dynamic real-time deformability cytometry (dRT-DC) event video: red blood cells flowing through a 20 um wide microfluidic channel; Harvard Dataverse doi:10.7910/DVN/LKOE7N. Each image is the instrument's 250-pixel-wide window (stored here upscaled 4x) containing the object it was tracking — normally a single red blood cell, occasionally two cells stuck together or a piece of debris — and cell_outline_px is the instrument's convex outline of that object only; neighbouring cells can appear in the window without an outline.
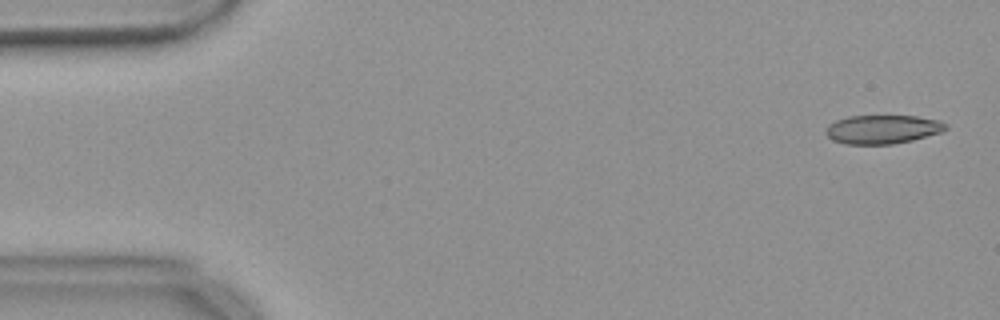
{"species": "common noctule bat (a hibernating species)", "species_latin": "Nyctalus noctula", "temperature_condition": "warm", "stored_images_in_passage": 54, "camera_frame_rate_fps": 3000, "um_per_image_px": 0.085, "animal": {"sex": "female", "body_mass_g": 18.4}, "frame": {"image": 1, "passage_image": 2, "time_ms": 0.333, "image_size_px": [1000, 320], "cell_outline_px": [[948, 128], [944, 132], [912, 140], [892, 144], [844, 144], [832, 140], [824, 132], [828, 124], [836, 120], [848, 116], [916, 116], [940, 120], [948, 124]], "centroid_in_image_um": [75.04, 10.99], "position_along_channel_um": 10.0, "area_um2": 20.35}}
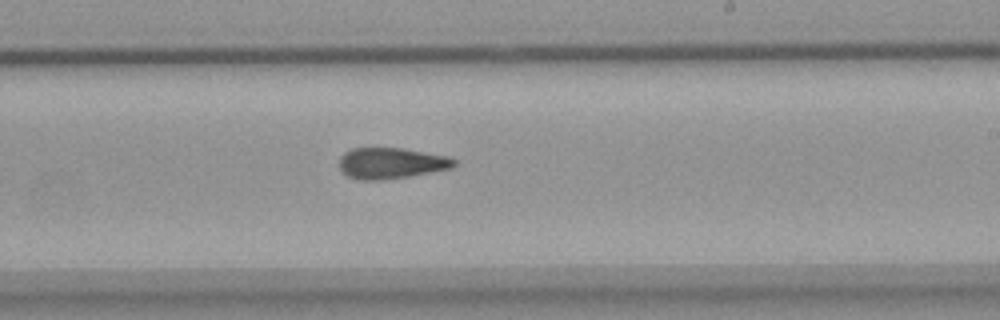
{"frame": {"image": 2, "passage_image": 32, "time_ms": 10.333, "image_size_px": [1000, 320], "cell_outline_px": [[456, 164], [452, 168], [408, 176], [384, 180], [356, 180], [348, 176], [340, 168], [340, 156], [344, 152], [352, 148], [400, 148], [448, 156], [456, 160]], "centroid_in_image_um": [33.23, 13.87], "position_along_channel_um": 255.8, "area_um2": 20.69}}
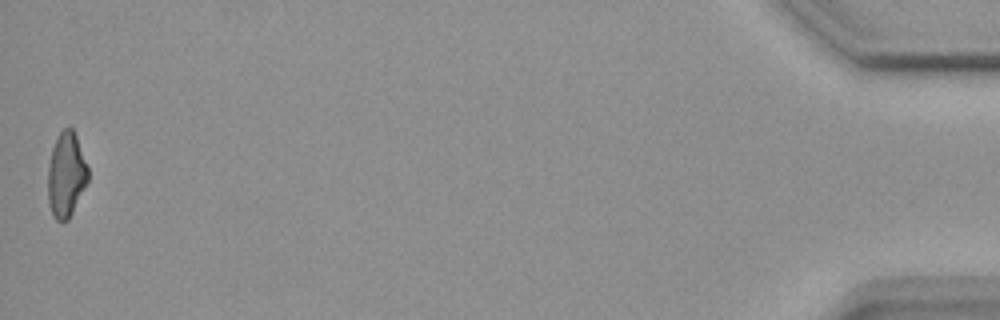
{"frame": {"image": 3, "passage_image": 54, "time_ms": 17.667, "image_size_px": [1000, 320], "cell_outline_px": [[88, 180], [68, 220], [60, 224], [52, 216], [48, 204], [48, 164], [52, 148], [60, 132], [64, 128], [72, 128], [76, 136], [88, 168]], "centroid_in_image_um": [5.6, 14.91], "position_along_channel_um": 429.6, "area_um2": 19.77}, "authors_computed_cell_mechanics": {"area_um2": 21.0103, "velocity_mm_per_s": 3.6966, "shape_relaxation_time_tau1_ms": null, "shape_relaxation_time_tau2_ms": 4.6016, "deformation_change_tau1": null, "deformation_change_tau2": 0.1443}}